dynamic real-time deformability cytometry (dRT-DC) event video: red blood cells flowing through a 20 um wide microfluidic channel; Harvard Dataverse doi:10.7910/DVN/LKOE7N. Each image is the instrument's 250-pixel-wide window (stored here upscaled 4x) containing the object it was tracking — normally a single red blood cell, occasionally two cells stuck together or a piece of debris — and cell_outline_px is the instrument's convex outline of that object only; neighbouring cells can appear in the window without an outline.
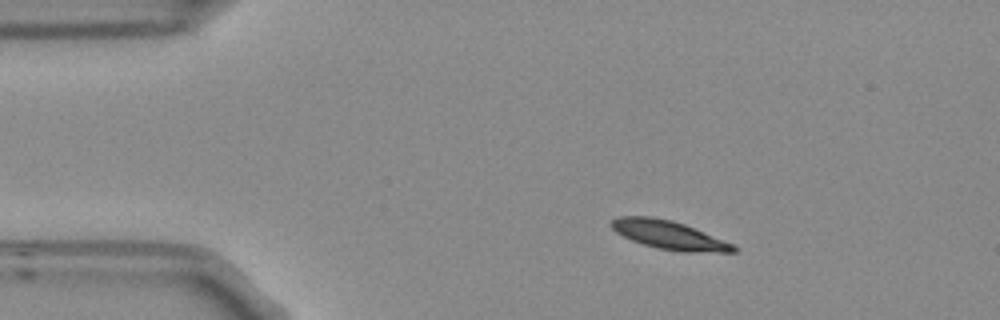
{"species": "Egyptian fruit bat (a non-hibernating species)", "species_latin": "Rousettus aegyptiacus", "temperature_condition": "room temperature", "stored_images_in_passage": 46, "camera_frame_rate_fps": 3000, "um_per_image_px": 0.085, "frame": {"image": 1, "passage_image": 1, "time_ms": 0.0, "image_size_px": [1000, 320], "cell_outline_px": [[736, 252], [680, 252], [656, 248], [632, 240], [616, 232], [608, 224], [616, 216], [652, 216], [672, 220], [684, 224], [732, 244], [736, 248]], "centroid_in_image_um": [56.8, 19.97], "position_along_channel_um": 28.2, "area_um2": 20.17}}
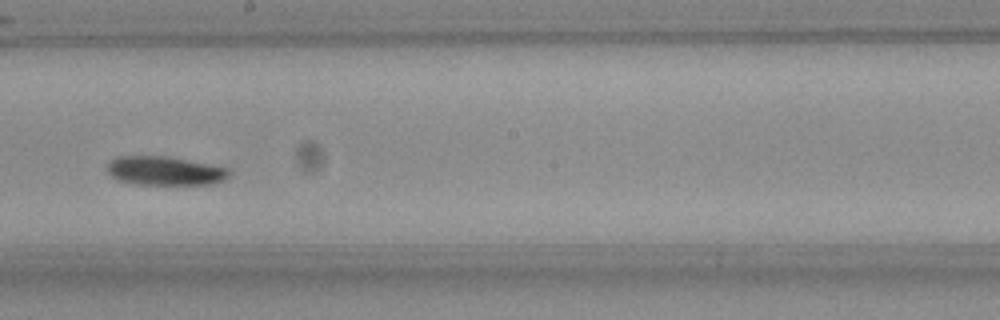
{"frame": {"image": 2, "passage_image": 22, "time_ms": 7.0, "image_size_px": [1000, 320], "cell_outline_px": [[232, 172], [224, 180], [216, 184], [132, 184], [116, 180], [108, 172], [108, 164], [116, 156], [164, 156], [228, 168]], "centroid_in_image_um": [14.0, 14.53], "position_along_channel_um": 234.2, "area_um2": 20.4}}
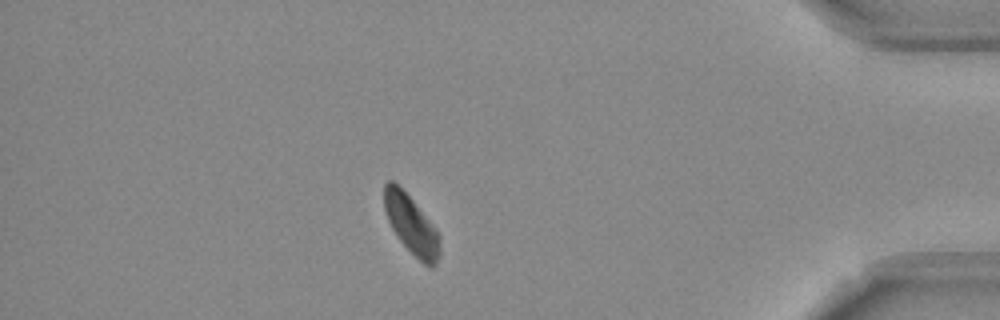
{"frame": {"image": 3, "passage_image": 39, "time_ms": 12.667, "image_size_px": [1000, 320], "cell_outline_px": [[440, 256], [436, 264], [432, 268], [428, 268], [400, 240], [392, 228], [388, 220], [384, 208], [384, 184], [388, 180], [392, 180], [412, 200], [432, 224], [440, 236]], "centroid_in_image_um": [34.98, 19.13], "position_along_channel_um": 400.2, "area_um2": 18.67}, "authors_computed_cell_mechanics": {"area_um2": 20.5479, "velocity_mm_per_s": 3.715, "shape_relaxation_time_tau1_ms": 2.5361, "shape_relaxation_time_tau2_ms": null, "deformation_change_tau1": 0.1009, "deformation_change_tau2": null}}